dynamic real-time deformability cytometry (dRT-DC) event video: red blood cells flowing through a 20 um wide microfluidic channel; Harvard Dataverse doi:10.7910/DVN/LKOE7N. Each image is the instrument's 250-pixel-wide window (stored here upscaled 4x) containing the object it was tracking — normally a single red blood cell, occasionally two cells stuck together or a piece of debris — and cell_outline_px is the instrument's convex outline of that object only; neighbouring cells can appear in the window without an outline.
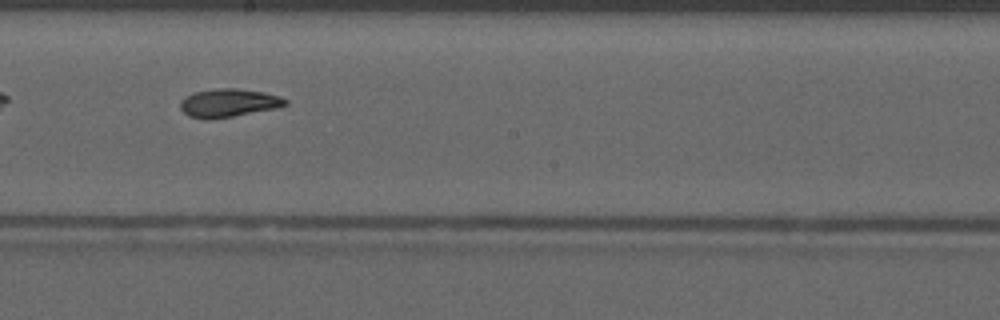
{"species": "common noctule bat (a hibernating species)", "species_latin": "Nyctalus noctula", "temperature_condition": "warm", "stored_images_in_passage": 31, "camera_frame_rate_fps": 3000, "um_per_image_px": 0.085, "animal": {"sex": "male", "forearm_length_mm": 52.5}, "frame": {"image": 1, "passage_image": 14, "time_ms": 4.333, "image_size_px": [1000, 320], "cell_outline_px": [[288, 104], [280, 108], [208, 120], [188, 116], [180, 108], [180, 100], [184, 96], [192, 92], [216, 88], [236, 88], [264, 92], [280, 96], [288, 100]], "centroid_in_image_um": [19.43, 8.74], "position_along_channel_um": 228.8, "area_um2": 17.63}, "authors_computed_cell_mechanics": {"area_um2": 17.2822, "velocity_mm_per_s": 4.1215, "shape_relaxation_time_tau1_ms": null, "shape_relaxation_time_tau2_ms": 3.6226, "deformation_change_tau1": null, "deformation_change_tau2": 0.1111}}